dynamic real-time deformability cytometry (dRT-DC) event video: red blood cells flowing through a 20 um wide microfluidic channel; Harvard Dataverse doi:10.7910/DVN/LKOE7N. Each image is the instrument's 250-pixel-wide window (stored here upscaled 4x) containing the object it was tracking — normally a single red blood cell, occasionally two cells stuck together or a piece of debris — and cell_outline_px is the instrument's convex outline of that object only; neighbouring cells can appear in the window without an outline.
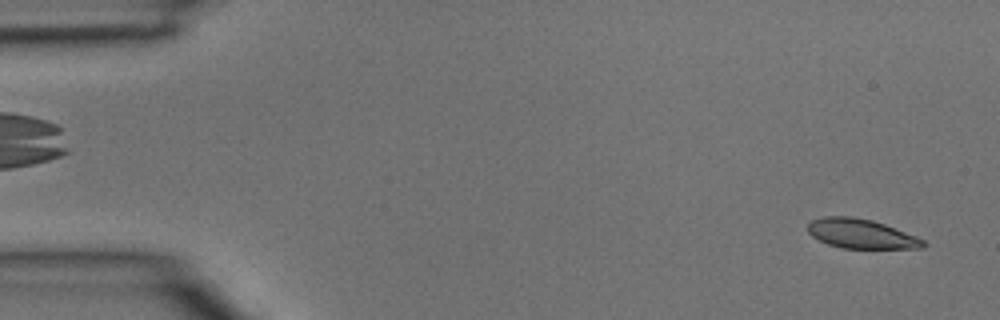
{"species": "common noctule bat (a hibernating species)", "species_latin": "Nyctalus noctula", "temperature_condition": "room temperature", "stored_images_in_passage": 4, "camera_frame_rate_fps": 3000, "um_per_image_px": 0.085, "animal": {"sex": "male", "body_mass_g": 15.6}, "frame": {"image": 1, "passage_image": 4, "time_ms": 1.0, "image_size_px": [1000, 320], "cell_outline_px": [[928, 244], [924, 248], [840, 248], [828, 244], [812, 236], [808, 232], [808, 224], [812, 220], [824, 216], [852, 216], [872, 220], [884, 224], [916, 236], [924, 240]], "centroid_in_image_um": [73.2, 19.87], "position_along_channel_um": 11.8, "area_um2": 19.77}}